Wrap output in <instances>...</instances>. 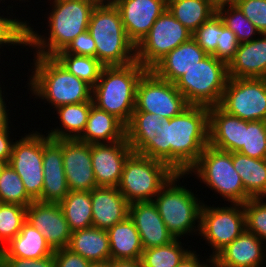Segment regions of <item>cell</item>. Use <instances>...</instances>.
I'll return each mask as SVG.
<instances>
[{
    "mask_svg": "<svg viewBox=\"0 0 266 267\" xmlns=\"http://www.w3.org/2000/svg\"><path fill=\"white\" fill-rule=\"evenodd\" d=\"M126 139L133 152L187 173L209 144V107L189 105L155 131H126Z\"/></svg>",
    "mask_w": 266,
    "mask_h": 267,
    "instance_id": "6da1fadb",
    "label": "cell"
},
{
    "mask_svg": "<svg viewBox=\"0 0 266 267\" xmlns=\"http://www.w3.org/2000/svg\"><path fill=\"white\" fill-rule=\"evenodd\" d=\"M52 9L47 13L46 35H39L27 21V47H32L33 55L54 56L64 50L79 34L88 30L90 15L97 2L95 0H50ZM48 36V37H47ZM35 51V52H34Z\"/></svg>",
    "mask_w": 266,
    "mask_h": 267,
    "instance_id": "7a4b0ae2",
    "label": "cell"
},
{
    "mask_svg": "<svg viewBox=\"0 0 266 267\" xmlns=\"http://www.w3.org/2000/svg\"><path fill=\"white\" fill-rule=\"evenodd\" d=\"M27 89L51 109L66 104L92 101V87L68 72L53 56L34 55ZM34 70V71H33ZM51 103V104H50Z\"/></svg>",
    "mask_w": 266,
    "mask_h": 267,
    "instance_id": "3957f363",
    "label": "cell"
},
{
    "mask_svg": "<svg viewBox=\"0 0 266 267\" xmlns=\"http://www.w3.org/2000/svg\"><path fill=\"white\" fill-rule=\"evenodd\" d=\"M146 71L137 61L124 66H104L92 88L93 105L127 126L135 110L138 82Z\"/></svg>",
    "mask_w": 266,
    "mask_h": 267,
    "instance_id": "277c9868",
    "label": "cell"
},
{
    "mask_svg": "<svg viewBox=\"0 0 266 267\" xmlns=\"http://www.w3.org/2000/svg\"><path fill=\"white\" fill-rule=\"evenodd\" d=\"M88 31L95 41L96 58L104 66H124L136 61V46L128 38L114 3H97Z\"/></svg>",
    "mask_w": 266,
    "mask_h": 267,
    "instance_id": "5b68a950",
    "label": "cell"
},
{
    "mask_svg": "<svg viewBox=\"0 0 266 267\" xmlns=\"http://www.w3.org/2000/svg\"><path fill=\"white\" fill-rule=\"evenodd\" d=\"M185 176L188 174L175 173L152 200L169 232L181 241L185 235H199L204 204L192 189L181 185Z\"/></svg>",
    "mask_w": 266,
    "mask_h": 267,
    "instance_id": "8992f818",
    "label": "cell"
},
{
    "mask_svg": "<svg viewBox=\"0 0 266 267\" xmlns=\"http://www.w3.org/2000/svg\"><path fill=\"white\" fill-rule=\"evenodd\" d=\"M187 174H194L200 183L219 193L218 195L230 204H244L252 198L245 191L242 179L233 167L231 152L219 150L208 144Z\"/></svg>",
    "mask_w": 266,
    "mask_h": 267,
    "instance_id": "52a82bcc",
    "label": "cell"
},
{
    "mask_svg": "<svg viewBox=\"0 0 266 267\" xmlns=\"http://www.w3.org/2000/svg\"><path fill=\"white\" fill-rule=\"evenodd\" d=\"M175 173L166 163L132 152L117 188L130 204L152 201Z\"/></svg>",
    "mask_w": 266,
    "mask_h": 267,
    "instance_id": "ba28073f",
    "label": "cell"
},
{
    "mask_svg": "<svg viewBox=\"0 0 266 267\" xmlns=\"http://www.w3.org/2000/svg\"><path fill=\"white\" fill-rule=\"evenodd\" d=\"M229 79L228 64L207 55L174 84L189 105H219Z\"/></svg>",
    "mask_w": 266,
    "mask_h": 267,
    "instance_id": "9c48e42d",
    "label": "cell"
},
{
    "mask_svg": "<svg viewBox=\"0 0 266 267\" xmlns=\"http://www.w3.org/2000/svg\"><path fill=\"white\" fill-rule=\"evenodd\" d=\"M246 229L243 204L231 203L228 206H209L203 204L200 218V232L205 244L208 243L214 258Z\"/></svg>",
    "mask_w": 266,
    "mask_h": 267,
    "instance_id": "30bf717a",
    "label": "cell"
},
{
    "mask_svg": "<svg viewBox=\"0 0 266 267\" xmlns=\"http://www.w3.org/2000/svg\"><path fill=\"white\" fill-rule=\"evenodd\" d=\"M218 106L245 121H266V79L229 78Z\"/></svg>",
    "mask_w": 266,
    "mask_h": 267,
    "instance_id": "8fae6325",
    "label": "cell"
},
{
    "mask_svg": "<svg viewBox=\"0 0 266 267\" xmlns=\"http://www.w3.org/2000/svg\"><path fill=\"white\" fill-rule=\"evenodd\" d=\"M191 37L188 29L165 10L136 46V61L147 70H151L169 52Z\"/></svg>",
    "mask_w": 266,
    "mask_h": 267,
    "instance_id": "7c38bea8",
    "label": "cell"
},
{
    "mask_svg": "<svg viewBox=\"0 0 266 267\" xmlns=\"http://www.w3.org/2000/svg\"><path fill=\"white\" fill-rule=\"evenodd\" d=\"M188 106L175 84L159 78L152 70H147L140 78L134 112H148L171 119Z\"/></svg>",
    "mask_w": 266,
    "mask_h": 267,
    "instance_id": "4fadbf2b",
    "label": "cell"
},
{
    "mask_svg": "<svg viewBox=\"0 0 266 267\" xmlns=\"http://www.w3.org/2000/svg\"><path fill=\"white\" fill-rule=\"evenodd\" d=\"M22 179L27 194L37 201L43 190V134L34 130L14 141L8 163Z\"/></svg>",
    "mask_w": 266,
    "mask_h": 267,
    "instance_id": "5bb4252c",
    "label": "cell"
},
{
    "mask_svg": "<svg viewBox=\"0 0 266 267\" xmlns=\"http://www.w3.org/2000/svg\"><path fill=\"white\" fill-rule=\"evenodd\" d=\"M26 221L45 237L54 251L68 247L72 232L59 203L33 201L27 207Z\"/></svg>",
    "mask_w": 266,
    "mask_h": 267,
    "instance_id": "9a60e30c",
    "label": "cell"
},
{
    "mask_svg": "<svg viewBox=\"0 0 266 267\" xmlns=\"http://www.w3.org/2000/svg\"><path fill=\"white\" fill-rule=\"evenodd\" d=\"M113 3L119 9L126 34L135 46L167 10V0H115Z\"/></svg>",
    "mask_w": 266,
    "mask_h": 267,
    "instance_id": "2e32d148",
    "label": "cell"
},
{
    "mask_svg": "<svg viewBox=\"0 0 266 267\" xmlns=\"http://www.w3.org/2000/svg\"><path fill=\"white\" fill-rule=\"evenodd\" d=\"M132 152L127 139L91 144V161L97 186L117 187L124 163Z\"/></svg>",
    "mask_w": 266,
    "mask_h": 267,
    "instance_id": "e0dca14e",
    "label": "cell"
},
{
    "mask_svg": "<svg viewBox=\"0 0 266 267\" xmlns=\"http://www.w3.org/2000/svg\"><path fill=\"white\" fill-rule=\"evenodd\" d=\"M63 167L70 191H91L97 187L91 161V144L62 139Z\"/></svg>",
    "mask_w": 266,
    "mask_h": 267,
    "instance_id": "ac0fdd59",
    "label": "cell"
},
{
    "mask_svg": "<svg viewBox=\"0 0 266 267\" xmlns=\"http://www.w3.org/2000/svg\"><path fill=\"white\" fill-rule=\"evenodd\" d=\"M70 192L63 167L62 139L43 134V190L40 202L59 203Z\"/></svg>",
    "mask_w": 266,
    "mask_h": 267,
    "instance_id": "d6986e66",
    "label": "cell"
},
{
    "mask_svg": "<svg viewBox=\"0 0 266 267\" xmlns=\"http://www.w3.org/2000/svg\"><path fill=\"white\" fill-rule=\"evenodd\" d=\"M129 217L134 221L144 249L166 245L175 239L153 201L131 203Z\"/></svg>",
    "mask_w": 266,
    "mask_h": 267,
    "instance_id": "ffe728a7",
    "label": "cell"
},
{
    "mask_svg": "<svg viewBox=\"0 0 266 267\" xmlns=\"http://www.w3.org/2000/svg\"><path fill=\"white\" fill-rule=\"evenodd\" d=\"M90 195L94 227L108 230L129 216L130 203L117 187L97 186Z\"/></svg>",
    "mask_w": 266,
    "mask_h": 267,
    "instance_id": "44dd1931",
    "label": "cell"
},
{
    "mask_svg": "<svg viewBox=\"0 0 266 267\" xmlns=\"http://www.w3.org/2000/svg\"><path fill=\"white\" fill-rule=\"evenodd\" d=\"M214 259L224 267H261L266 265V243L245 229Z\"/></svg>",
    "mask_w": 266,
    "mask_h": 267,
    "instance_id": "7402d4cb",
    "label": "cell"
},
{
    "mask_svg": "<svg viewBox=\"0 0 266 267\" xmlns=\"http://www.w3.org/2000/svg\"><path fill=\"white\" fill-rule=\"evenodd\" d=\"M209 145L219 150L238 152L244 145V120L209 107Z\"/></svg>",
    "mask_w": 266,
    "mask_h": 267,
    "instance_id": "603a6c76",
    "label": "cell"
},
{
    "mask_svg": "<svg viewBox=\"0 0 266 267\" xmlns=\"http://www.w3.org/2000/svg\"><path fill=\"white\" fill-rule=\"evenodd\" d=\"M229 78L266 77V34L239 44L234 58L228 64Z\"/></svg>",
    "mask_w": 266,
    "mask_h": 267,
    "instance_id": "cb8c5ba5",
    "label": "cell"
},
{
    "mask_svg": "<svg viewBox=\"0 0 266 267\" xmlns=\"http://www.w3.org/2000/svg\"><path fill=\"white\" fill-rule=\"evenodd\" d=\"M207 55L191 37L169 52L151 70L159 78L175 83Z\"/></svg>",
    "mask_w": 266,
    "mask_h": 267,
    "instance_id": "d4e9b609",
    "label": "cell"
},
{
    "mask_svg": "<svg viewBox=\"0 0 266 267\" xmlns=\"http://www.w3.org/2000/svg\"><path fill=\"white\" fill-rule=\"evenodd\" d=\"M79 141L88 144L126 140V126L115 116L92 105Z\"/></svg>",
    "mask_w": 266,
    "mask_h": 267,
    "instance_id": "484cf974",
    "label": "cell"
},
{
    "mask_svg": "<svg viewBox=\"0 0 266 267\" xmlns=\"http://www.w3.org/2000/svg\"><path fill=\"white\" fill-rule=\"evenodd\" d=\"M54 254L45 237L25 221L20 232L3 246L1 257L40 259Z\"/></svg>",
    "mask_w": 266,
    "mask_h": 267,
    "instance_id": "4316f807",
    "label": "cell"
},
{
    "mask_svg": "<svg viewBox=\"0 0 266 267\" xmlns=\"http://www.w3.org/2000/svg\"><path fill=\"white\" fill-rule=\"evenodd\" d=\"M67 248L91 263L111 260L107 230L94 226L72 232Z\"/></svg>",
    "mask_w": 266,
    "mask_h": 267,
    "instance_id": "83f0119b",
    "label": "cell"
},
{
    "mask_svg": "<svg viewBox=\"0 0 266 267\" xmlns=\"http://www.w3.org/2000/svg\"><path fill=\"white\" fill-rule=\"evenodd\" d=\"M111 260H140L144 250L134 221L128 216L107 230Z\"/></svg>",
    "mask_w": 266,
    "mask_h": 267,
    "instance_id": "f1b7e54d",
    "label": "cell"
},
{
    "mask_svg": "<svg viewBox=\"0 0 266 267\" xmlns=\"http://www.w3.org/2000/svg\"><path fill=\"white\" fill-rule=\"evenodd\" d=\"M92 105L93 102H83L57 107L54 110L60 121V128H50L46 135L51 139H78L86 127Z\"/></svg>",
    "mask_w": 266,
    "mask_h": 267,
    "instance_id": "f546056e",
    "label": "cell"
},
{
    "mask_svg": "<svg viewBox=\"0 0 266 267\" xmlns=\"http://www.w3.org/2000/svg\"><path fill=\"white\" fill-rule=\"evenodd\" d=\"M233 167L252 198L266 199V159H256L233 152Z\"/></svg>",
    "mask_w": 266,
    "mask_h": 267,
    "instance_id": "4dcf8cb0",
    "label": "cell"
},
{
    "mask_svg": "<svg viewBox=\"0 0 266 267\" xmlns=\"http://www.w3.org/2000/svg\"><path fill=\"white\" fill-rule=\"evenodd\" d=\"M167 10L191 34L216 13L210 0H167Z\"/></svg>",
    "mask_w": 266,
    "mask_h": 267,
    "instance_id": "1f68e13d",
    "label": "cell"
},
{
    "mask_svg": "<svg viewBox=\"0 0 266 267\" xmlns=\"http://www.w3.org/2000/svg\"><path fill=\"white\" fill-rule=\"evenodd\" d=\"M59 205L71 232L93 226L90 191H70Z\"/></svg>",
    "mask_w": 266,
    "mask_h": 267,
    "instance_id": "d6a6232c",
    "label": "cell"
},
{
    "mask_svg": "<svg viewBox=\"0 0 266 267\" xmlns=\"http://www.w3.org/2000/svg\"><path fill=\"white\" fill-rule=\"evenodd\" d=\"M183 245L175 238L166 245L144 249L140 258L142 267H176L191 251Z\"/></svg>",
    "mask_w": 266,
    "mask_h": 267,
    "instance_id": "836d02e7",
    "label": "cell"
},
{
    "mask_svg": "<svg viewBox=\"0 0 266 267\" xmlns=\"http://www.w3.org/2000/svg\"><path fill=\"white\" fill-rule=\"evenodd\" d=\"M68 72L85 81L92 88L100 78L104 65L94 57L73 54H55L53 56Z\"/></svg>",
    "mask_w": 266,
    "mask_h": 267,
    "instance_id": "e575fe53",
    "label": "cell"
},
{
    "mask_svg": "<svg viewBox=\"0 0 266 267\" xmlns=\"http://www.w3.org/2000/svg\"><path fill=\"white\" fill-rule=\"evenodd\" d=\"M0 201L28 207L34 200L27 194L18 173L7 164L0 175Z\"/></svg>",
    "mask_w": 266,
    "mask_h": 267,
    "instance_id": "d590c367",
    "label": "cell"
},
{
    "mask_svg": "<svg viewBox=\"0 0 266 267\" xmlns=\"http://www.w3.org/2000/svg\"><path fill=\"white\" fill-rule=\"evenodd\" d=\"M224 25L237 37L239 43L250 42L260 35L257 28L247 19L238 6H228L216 11Z\"/></svg>",
    "mask_w": 266,
    "mask_h": 267,
    "instance_id": "8d00e7d4",
    "label": "cell"
},
{
    "mask_svg": "<svg viewBox=\"0 0 266 267\" xmlns=\"http://www.w3.org/2000/svg\"><path fill=\"white\" fill-rule=\"evenodd\" d=\"M240 154L256 159H266V121L244 120V145Z\"/></svg>",
    "mask_w": 266,
    "mask_h": 267,
    "instance_id": "74e56055",
    "label": "cell"
},
{
    "mask_svg": "<svg viewBox=\"0 0 266 267\" xmlns=\"http://www.w3.org/2000/svg\"><path fill=\"white\" fill-rule=\"evenodd\" d=\"M27 207L18 204L0 205V244L6 245L21 230L26 221Z\"/></svg>",
    "mask_w": 266,
    "mask_h": 267,
    "instance_id": "f35d334b",
    "label": "cell"
},
{
    "mask_svg": "<svg viewBox=\"0 0 266 267\" xmlns=\"http://www.w3.org/2000/svg\"><path fill=\"white\" fill-rule=\"evenodd\" d=\"M250 198L243 204L246 230L266 242V200Z\"/></svg>",
    "mask_w": 266,
    "mask_h": 267,
    "instance_id": "ab89813d",
    "label": "cell"
},
{
    "mask_svg": "<svg viewBox=\"0 0 266 267\" xmlns=\"http://www.w3.org/2000/svg\"><path fill=\"white\" fill-rule=\"evenodd\" d=\"M14 15L0 16V49L4 46H22L27 45V20L21 21ZM2 47V48H1Z\"/></svg>",
    "mask_w": 266,
    "mask_h": 267,
    "instance_id": "60d3db41",
    "label": "cell"
},
{
    "mask_svg": "<svg viewBox=\"0 0 266 267\" xmlns=\"http://www.w3.org/2000/svg\"><path fill=\"white\" fill-rule=\"evenodd\" d=\"M220 33L221 17L216 12L192 34V38L208 55H212L220 43Z\"/></svg>",
    "mask_w": 266,
    "mask_h": 267,
    "instance_id": "b9f144b4",
    "label": "cell"
},
{
    "mask_svg": "<svg viewBox=\"0 0 266 267\" xmlns=\"http://www.w3.org/2000/svg\"><path fill=\"white\" fill-rule=\"evenodd\" d=\"M237 6L260 34H266V0H242Z\"/></svg>",
    "mask_w": 266,
    "mask_h": 267,
    "instance_id": "7bdbcfd3",
    "label": "cell"
},
{
    "mask_svg": "<svg viewBox=\"0 0 266 267\" xmlns=\"http://www.w3.org/2000/svg\"><path fill=\"white\" fill-rule=\"evenodd\" d=\"M239 44L236 35L224 25L221 18L220 43H217V49L212 55L229 64L234 58Z\"/></svg>",
    "mask_w": 266,
    "mask_h": 267,
    "instance_id": "ee69618b",
    "label": "cell"
},
{
    "mask_svg": "<svg viewBox=\"0 0 266 267\" xmlns=\"http://www.w3.org/2000/svg\"><path fill=\"white\" fill-rule=\"evenodd\" d=\"M56 54H73L96 58V45L89 31L79 34L68 46Z\"/></svg>",
    "mask_w": 266,
    "mask_h": 267,
    "instance_id": "f6af8a7d",
    "label": "cell"
},
{
    "mask_svg": "<svg viewBox=\"0 0 266 267\" xmlns=\"http://www.w3.org/2000/svg\"><path fill=\"white\" fill-rule=\"evenodd\" d=\"M163 121L157 114L148 112H133L132 118L126 126V131H155Z\"/></svg>",
    "mask_w": 266,
    "mask_h": 267,
    "instance_id": "bcb514c9",
    "label": "cell"
},
{
    "mask_svg": "<svg viewBox=\"0 0 266 267\" xmlns=\"http://www.w3.org/2000/svg\"><path fill=\"white\" fill-rule=\"evenodd\" d=\"M0 267H56L54 254L40 259L1 257Z\"/></svg>",
    "mask_w": 266,
    "mask_h": 267,
    "instance_id": "7dc6e473",
    "label": "cell"
},
{
    "mask_svg": "<svg viewBox=\"0 0 266 267\" xmlns=\"http://www.w3.org/2000/svg\"><path fill=\"white\" fill-rule=\"evenodd\" d=\"M54 259L56 267H89L91 264L90 261L67 247L55 250Z\"/></svg>",
    "mask_w": 266,
    "mask_h": 267,
    "instance_id": "c3c4849f",
    "label": "cell"
},
{
    "mask_svg": "<svg viewBox=\"0 0 266 267\" xmlns=\"http://www.w3.org/2000/svg\"><path fill=\"white\" fill-rule=\"evenodd\" d=\"M9 130H11V128L0 130V161L6 163H9L14 144V137L13 139L10 137L12 132Z\"/></svg>",
    "mask_w": 266,
    "mask_h": 267,
    "instance_id": "681fc988",
    "label": "cell"
},
{
    "mask_svg": "<svg viewBox=\"0 0 266 267\" xmlns=\"http://www.w3.org/2000/svg\"><path fill=\"white\" fill-rule=\"evenodd\" d=\"M212 259L213 258L208 256L207 259L201 261L199 254L192 250L176 267H205Z\"/></svg>",
    "mask_w": 266,
    "mask_h": 267,
    "instance_id": "f907efd6",
    "label": "cell"
},
{
    "mask_svg": "<svg viewBox=\"0 0 266 267\" xmlns=\"http://www.w3.org/2000/svg\"><path fill=\"white\" fill-rule=\"evenodd\" d=\"M1 83V82H0ZM2 88H1V84H0V130L6 129V128H11L10 126H12L11 121H9L11 118L10 117V109L8 110L7 107V103H5V95H2L4 93H2ZM10 123V125H9Z\"/></svg>",
    "mask_w": 266,
    "mask_h": 267,
    "instance_id": "816d5d0a",
    "label": "cell"
},
{
    "mask_svg": "<svg viewBox=\"0 0 266 267\" xmlns=\"http://www.w3.org/2000/svg\"><path fill=\"white\" fill-rule=\"evenodd\" d=\"M111 267H142L140 260H111Z\"/></svg>",
    "mask_w": 266,
    "mask_h": 267,
    "instance_id": "f5cc1de1",
    "label": "cell"
},
{
    "mask_svg": "<svg viewBox=\"0 0 266 267\" xmlns=\"http://www.w3.org/2000/svg\"><path fill=\"white\" fill-rule=\"evenodd\" d=\"M215 11L228 6H237L242 0H210Z\"/></svg>",
    "mask_w": 266,
    "mask_h": 267,
    "instance_id": "db71d44e",
    "label": "cell"
},
{
    "mask_svg": "<svg viewBox=\"0 0 266 267\" xmlns=\"http://www.w3.org/2000/svg\"><path fill=\"white\" fill-rule=\"evenodd\" d=\"M89 267H111V260L106 262H94Z\"/></svg>",
    "mask_w": 266,
    "mask_h": 267,
    "instance_id": "11a10c76",
    "label": "cell"
},
{
    "mask_svg": "<svg viewBox=\"0 0 266 267\" xmlns=\"http://www.w3.org/2000/svg\"><path fill=\"white\" fill-rule=\"evenodd\" d=\"M205 267H224L221 266L214 258Z\"/></svg>",
    "mask_w": 266,
    "mask_h": 267,
    "instance_id": "9f6ffc18",
    "label": "cell"
},
{
    "mask_svg": "<svg viewBox=\"0 0 266 267\" xmlns=\"http://www.w3.org/2000/svg\"><path fill=\"white\" fill-rule=\"evenodd\" d=\"M97 3H113L115 0H95Z\"/></svg>",
    "mask_w": 266,
    "mask_h": 267,
    "instance_id": "6f0895ef",
    "label": "cell"
},
{
    "mask_svg": "<svg viewBox=\"0 0 266 267\" xmlns=\"http://www.w3.org/2000/svg\"><path fill=\"white\" fill-rule=\"evenodd\" d=\"M8 163H6V162H2V161H0V175H1V173H2V170L4 169V167L7 165Z\"/></svg>",
    "mask_w": 266,
    "mask_h": 267,
    "instance_id": "680465c9",
    "label": "cell"
},
{
    "mask_svg": "<svg viewBox=\"0 0 266 267\" xmlns=\"http://www.w3.org/2000/svg\"><path fill=\"white\" fill-rule=\"evenodd\" d=\"M2 254H3V246L0 244V258L2 256Z\"/></svg>",
    "mask_w": 266,
    "mask_h": 267,
    "instance_id": "91938a15",
    "label": "cell"
}]
</instances>
